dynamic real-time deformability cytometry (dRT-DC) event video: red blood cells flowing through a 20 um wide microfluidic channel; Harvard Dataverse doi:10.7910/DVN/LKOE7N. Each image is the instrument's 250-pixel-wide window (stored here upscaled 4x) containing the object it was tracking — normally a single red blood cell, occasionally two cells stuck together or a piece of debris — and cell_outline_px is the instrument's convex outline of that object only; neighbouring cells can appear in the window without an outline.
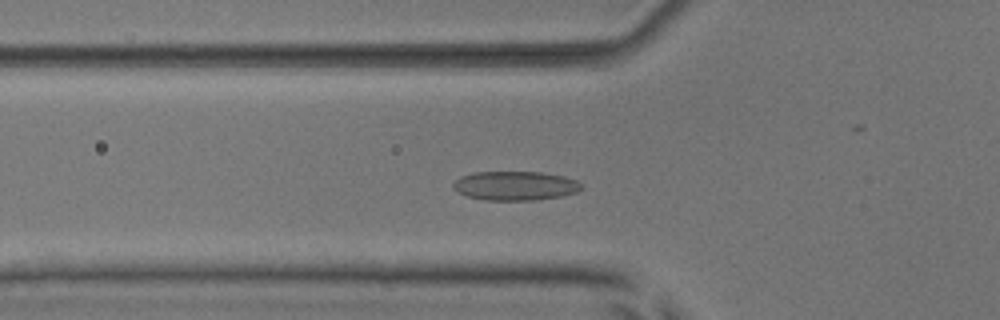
{"species": "common noctule bat (a hibernating species)", "species_latin": "Nyctalus noctula", "temperature_condition": "room temperature", "stored_images_in_passage": 52, "camera_frame_rate_fps": 3000, "um_per_image_px": 0.085, "animal": {"sex": "male", "body_mass_g": 17.9, "forearm_length_mm": 54.2}, "frame": {"image": 1, "passage_image": 17, "time_ms": 5.333, "image_size_px": [1000, 320], "cell_outline_px": [[580, 188], [576, 192], [560, 196], [532, 200], [484, 200], [468, 196], [452, 188], [452, 184], [460, 176], [472, 172], [540, 172], [564, 176], [576, 180], [580, 184]], "centroid_in_image_um": [43.75, 15.78], "position_along_channel_um": 82.1, "area_um2": 21.56}}
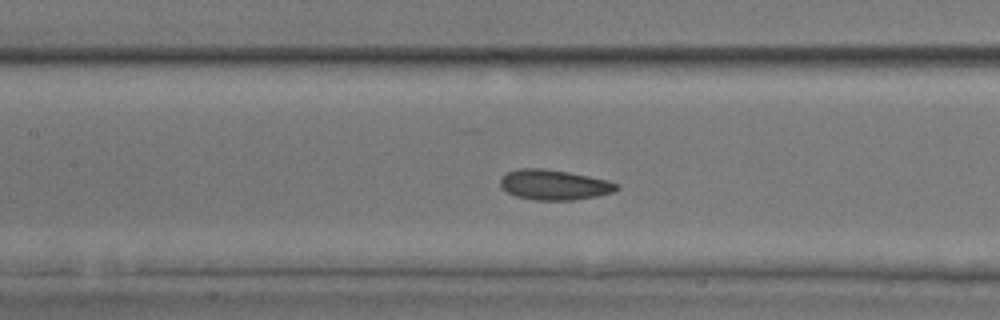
{"frame": {"image": 2, "passage_image": 23, "time_ms": 7.333, "image_size_px": [1000, 320], "cell_outline_px": [[620, 188], [612, 192], [596, 196], [576, 200], [536, 200], [516, 196], [508, 192], [500, 184], [500, 176], [516, 168], [544, 168], [568, 172], [608, 180], [620, 184]], "centroid_in_image_um": [47.11, 15.7], "position_along_channel_um": 160.3, "area_um2": 20.52}}
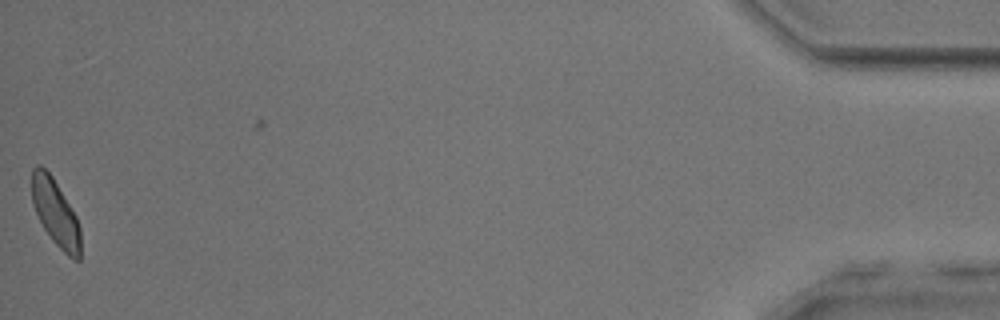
{"frame": {"image": 3, "passage_image": 51, "time_ms": 16.667, "image_size_px": [1000, 320], "cell_outline_px": [[80, 260], [76, 260], [68, 256], [52, 240], [44, 228], [32, 204], [32, 168], [36, 164], [40, 164], [52, 176], [76, 216], [80, 228]], "centroid_in_image_um": [4.71, 18.07], "position_along_channel_um": 430.5, "area_um2": 18.67}, "authors_computed_cell_mechanics": {"area_um2": 20.3167, "velocity_mm_per_s": 3.9109, "shape_relaxation_time_tau1_ms": 3.9406, "shape_relaxation_time_tau2_ms": 1.7399, "deformation_change_tau1": 0.0959, "deformation_change_tau2": 0.0665}}